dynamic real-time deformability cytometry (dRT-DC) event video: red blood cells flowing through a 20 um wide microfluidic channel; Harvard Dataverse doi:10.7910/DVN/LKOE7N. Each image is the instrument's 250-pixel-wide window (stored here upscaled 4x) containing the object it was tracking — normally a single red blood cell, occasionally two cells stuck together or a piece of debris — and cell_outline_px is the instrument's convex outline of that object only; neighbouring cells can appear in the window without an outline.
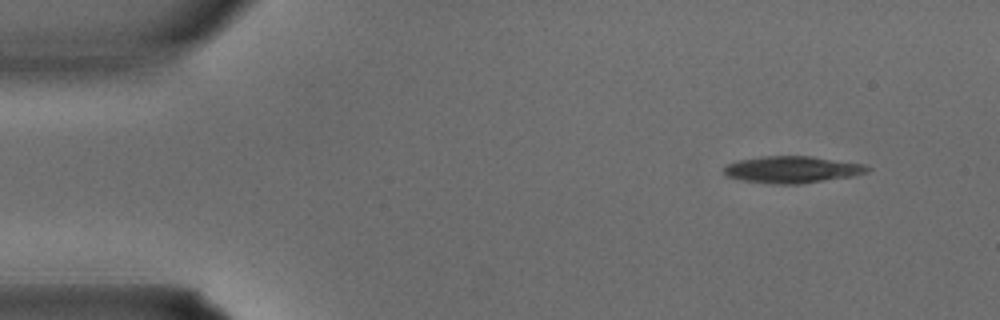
{"species": "common noctule bat (a hibernating species)", "species_latin": "Nyctalus noctula", "temperature_condition": "warm", "stored_images_in_passage": 3, "camera_frame_rate_fps": 3000, "um_per_image_px": 0.085, "animal": {"sex": "male", "body_mass_g": 15.6}, "frame": {"image": 1, "passage_image": 1, "time_ms": 0.0, "image_size_px": [1000, 320], "cell_outline_px": [[872, 168], [868, 172], [852, 176], [796, 184], [772, 184], [744, 180], [724, 176], [724, 168], [728, 164], [740, 160], [760, 156], [808, 156], [864, 164]], "centroid_in_image_um": [67.32, 14.41], "position_along_channel_um": 17.7, "area_um2": 22.2}}
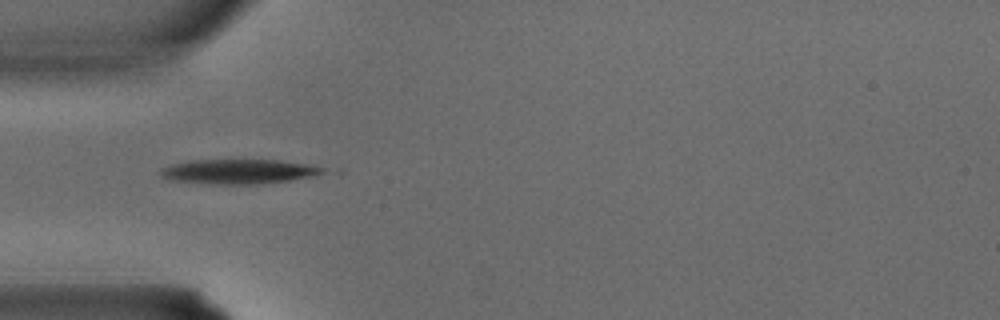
{"frame": {"image": 2, "passage_image": 3, "time_ms": 0.667, "image_size_px": [1000, 320], "cell_outline_px": [[324, 172], [316, 176], [260, 184], [216, 184], [172, 180], [160, 176], [160, 168], [172, 164], [192, 160], [280, 160], [308, 164], [324, 168]], "centroid_in_image_um": [20.29, 14.57], "position_along_channel_um": 64.7, "area_um2": 23.18}}